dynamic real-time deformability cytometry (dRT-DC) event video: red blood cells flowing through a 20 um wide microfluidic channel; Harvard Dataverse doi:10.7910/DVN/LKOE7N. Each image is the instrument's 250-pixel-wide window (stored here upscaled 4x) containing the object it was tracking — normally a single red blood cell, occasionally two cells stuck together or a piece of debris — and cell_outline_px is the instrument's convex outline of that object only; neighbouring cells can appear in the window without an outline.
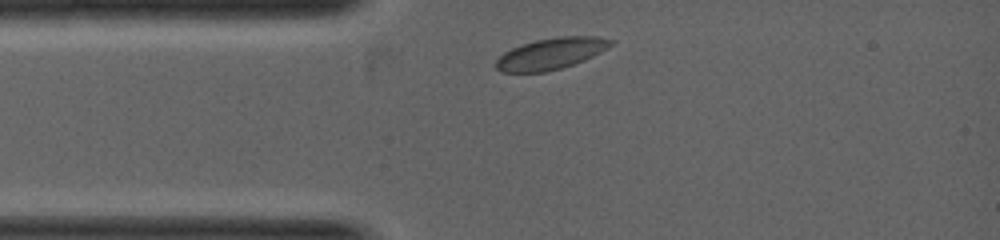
{"species": "common noctule bat (a hibernating species)", "species_latin": "Nyctalus noctula", "temperature_condition": "warm", "stored_images_in_passage": 1, "camera_frame_rate_fps": 5000, "um_per_image_px": 0.085, "animal": {"sex": "female", "body_mass_g": 19.0, "forearm_length_mm": 53.3}, "frame": {"image": 1, "passage_image": 1, "time_ms": 0.0, "image_size_px": [1000, 240], "cell_outline_px": [[616, 40], [612, 44], [600, 52], [584, 60], [560, 68], [544, 72], [500, 72], [492, 64], [504, 52], [512, 48], [536, 40], [560, 36], [596, 36]], "centroid_in_image_um": [46.81, 4.56], "position_along_channel_um": 38.2, "area_um2": 20.87}}